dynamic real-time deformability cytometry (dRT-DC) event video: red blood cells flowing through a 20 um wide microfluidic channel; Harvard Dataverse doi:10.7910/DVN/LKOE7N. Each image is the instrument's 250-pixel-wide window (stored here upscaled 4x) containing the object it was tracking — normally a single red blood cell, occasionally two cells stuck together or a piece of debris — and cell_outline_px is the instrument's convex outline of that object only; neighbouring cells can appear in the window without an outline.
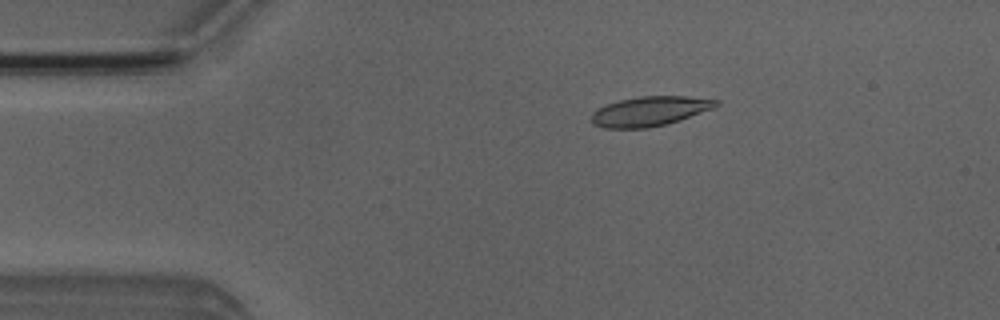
{"species": "Egyptian fruit bat (a non-hibernating species)", "species_latin": "Rousettus aegyptiacus", "temperature_condition": "room temperature", "stored_images_in_passage": 6, "camera_frame_rate_fps": 3000, "um_per_image_px": 0.085, "animal": {"sex": "male"}, "frame": {"image": 1, "passage_image": 3, "time_ms": 2.333, "image_size_px": [1000, 320], "cell_outline_px": [[720, 104], [712, 108], [680, 120], [668, 124], [648, 128], [604, 128], [592, 124], [592, 112], [596, 108], [620, 100], [640, 96], [688, 96], [720, 100]], "centroid_in_image_um": [55.22, 9.45], "position_along_channel_um": 29.8, "area_um2": 21.56}}